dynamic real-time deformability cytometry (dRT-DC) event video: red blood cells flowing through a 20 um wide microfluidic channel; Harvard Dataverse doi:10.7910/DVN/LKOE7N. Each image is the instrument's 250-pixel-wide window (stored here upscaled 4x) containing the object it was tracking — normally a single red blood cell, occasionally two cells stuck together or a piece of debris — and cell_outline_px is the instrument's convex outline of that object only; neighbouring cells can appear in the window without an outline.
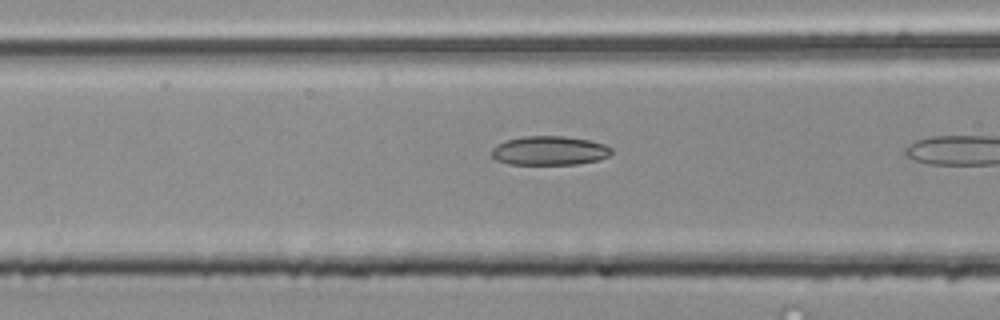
{"species": "common noctule bat (a hibernating species)", "species_latin": "Nyctalus noctula", "temperature_condition": "room temperature", "stored_images_in_passage": 13, "camera_frame_rate_fps": 3000, "um_per_image_px": 0.085, "animal": {"sex": "male", "body_mass_g": 20.4}, "frame": {"image": 1, "passage_image": 11, "time_ms": 3.333, "image_size_px": [1000, 320], "cell_outline_px": [[612, 152], [608, 156], [600, 160], [576, 164], [508, 164], [496, 160], [492, 156], [492, 148], [496, 144], [520, 136], [564, 136], [588, 140], [604, 144], [612, 148]], "centroid_in_image_um": [46.7, 12.8], "position_along_channel_um": 119.9, "area_um2": 20.35}}